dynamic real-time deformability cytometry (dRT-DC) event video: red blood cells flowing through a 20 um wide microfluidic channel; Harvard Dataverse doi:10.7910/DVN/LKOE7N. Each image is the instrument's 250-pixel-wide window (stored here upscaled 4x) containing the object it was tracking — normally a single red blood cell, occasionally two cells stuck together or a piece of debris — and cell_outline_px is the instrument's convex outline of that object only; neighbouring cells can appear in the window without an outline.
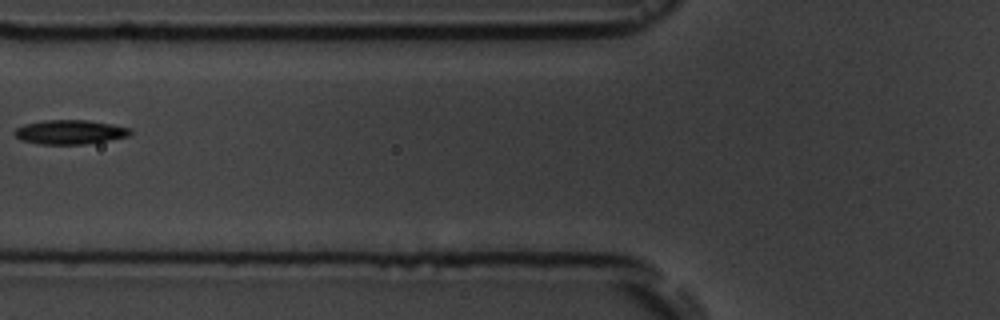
{"species": "common noctule bat (a hibernating species)", "species_latin": "Nyctalus noctula", "temperature_condition": "room temperature", "stored_images_in_passage": 3, "camera_frame_rate_fps": 3000, "um_per_image_px": 0.085, "animal": {"sex": "male", "body_mass_g": 19.5, "forearm_length_mm": 54.6}, "frame": {"image": 1, "passage_image": 2, "time_ms": 1.333, "image_size_px": [1000, 320], "cell_outline_px": [[132, 132], [128, 136], [108, 140], [84, 144], [36, 144], [20, 140], [12, 132], [16, 128], [24, 124], [44, 120], [88, 120], [112, 124], [132, 128]], "centroid_in_image_um": [5.92, 11.22], "position_along_channel_um": 119.9, "area_um2": 16.47}}
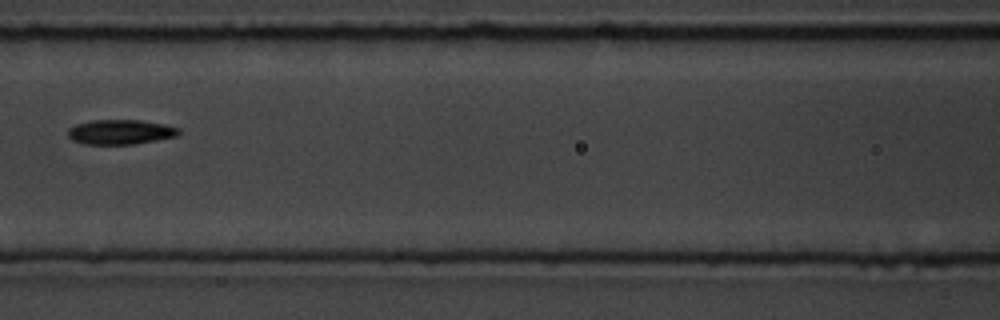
{"frame": {"image": 2, "passage_image": 3, "time_ms": 2.333, "image_size_px": [1000, 320], "cell_outline_px": [[180, 132], [176, 136], [156, 140], [132, 144], [84, 144], [72, 140], [68, 136], [68, 128], [76, 124], [92, 120], [140, 120], [164, 124], [180, 128]], "centroid_in_image_um": [10.22, 11.21], "position_along_channel_um": 156.4, "area_um2": 15.95}}